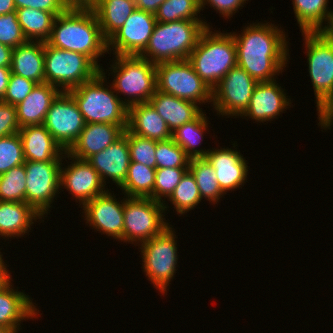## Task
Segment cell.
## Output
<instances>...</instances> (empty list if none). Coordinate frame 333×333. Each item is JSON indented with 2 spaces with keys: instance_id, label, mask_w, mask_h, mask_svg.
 Returning a JSON list of instances; mask_svg holds the SVG:
<instances>
[{
  "instance_id": "cell-1",
  "label": "cell",
  "mask_w": 333,
  "mask_h": 333,
  "mask_svg": "<svg viewBox=\"0 0 333 333\" xmlns=\"http://www.w3.org/2000/svg\"><path fill=\"white\" fill-rule=\"evenodd\" d=\"M235 33L232 36L237 48V66L257 82L276 80L290 58L288 37L281 26L254 22L244 27L242 33Z\"/></svg>"
},
{
  "instance_id": "cell-2",
  "label": "cell",
  "mask_w": 333,
  "mask_h": 333,
  "mask_svg": "<svg viewBox=\"0 0 333 333\" xmlns=\"http://www.w3.org/2000/svg\"><path fill=\"white\" fill-rule=\"evenodd\" d=\"M47 43L55 48L84 54L100 69L102 66L98 59L108 53L107 40L98 18L87 3H73L65 12L57 15Z\"/></svg>"
},
{
  "instance_id": "cell-3",
  "label": "cell",
  "mask_w": 333,
  "mask_h": 333,
  "mask_svg": "<svg viewBox=\"0 0 333 333\" xmlns=\"http://www.w3.org/2000/svg\"><path fill=\"white\" fill-rule=\"evenodd\" d=\"M208 26L211 25L204 20L156 22L149 43L139 56L154 64L186 60Z\"/></svg>"
},
{
  "instance_id": "cell-4",
  "label": "cell",
  "mask_w": 333,
  "mask_h": 333,
  "mask_svg": "<svg viewBox=\"0 0 333 333\" xmlns=\"http://www.w3.org/2000/svg\"><path fill=\"white\" fill-rule=\"evenodd\" d=\"M200 78L213 90L237 66V48L232 32H214L208 26L187 59Z\"/></svg>"
},
{
  "instance_id": "cell-5",
  "label": "cell",
  "mask_w": 333,
  "mask_h": 333,
  "mask_svg": "<svg viewBox=\"0 0 333 333\" xmlns=\"http://www.w3.org/2000/svg\"><path fill=\"white\" fill-rule=\"evenodd\" d=\"M103 69L95 78L69 90L68 93L76 101L86 124L127 125L128 107L124 104L123 98L115 94L113 86L106 83L107 77Z\"/></svg>"
},
{
  "instance_id": "cell-6",
  "label": "cell",
  "mask_w": 333,
  "mask_h": 333,
  "mask_svg": "<svg viewBox=\"0 0 333 333\" xmlns=\"http://www.w3.org/2000/svg\"><path fill=\"white\" fill-rule=\"evenodd\" d=\"M112 64L109 68L112 71L109 74H114L111 85L117 96L121 93L128 97L124 104L129 108L149 102L157 89L156 64L134 55H115Z\"/></svg>"
},
{
  "instance_id": "cell-7",
  "label": "cell",
  "mask_w": 333,
  "mask_h": 333,
  "mask_svg": "<svg viewBox=\"0 0 333 333\" xmlns=\"http://www.w3.org/2000/svg\"><path fill=\"white\" fill-rule=\"evenodd\" d=\"M45 82L68 92L95 78L101 69L84 54L44 43ZM61 88V89H60Z\"/></svg>"
},
{
  "instance_id": "cell-8",
  "label": "cell",
  "mask_w": 333,
  "mask_h": 333,
  "mask_svg": "<svg viewBox=\"0 0 333 333\" xmlns=\"http://www.w3.org/2000/svg\"><path fill=\"white\" fill-rule=\"evenodd\" d=\"M176 232L167 227L161 234L142 242L139 245L142 256V267L147 280L153 283L162 295L173 280L178 267Z\"/></svg>"
},
{
  "instance_id": "cell-9",
  "label": "cell",
  "mask_w": 333,
  "mask_h": 333,
  "mask_svg": "<svg viewBox=\"0 0 333 333\" xmlns=\"http://www.w3.org/2000/svg\"><path fill=\"white\" fill-rule=\"evenodd\" d=\"M124 197L123 243L139 245L170 226L163 214L168 208L166 203L152 198Z\"/></svg>"
},
{
  "instance_id": "cell-10",
  "label": "cell",
  "mask_w": 333,
  "mask_h": 333,
  "mask_svg": "<svg viewBox=\"0 0 333 333\" xmlns=\"http://www.w3.org/2000/svg\"><path fill=\"white\" fill-rule=\"evenodd\" d=\"M156 81L158 91L197 105L210 102L212 106V89L195 72L187 59L156 64Z\"/></svg>"
},
{
  "instance_id": "cell-11",
  "label": "cell",
  "mask_w": 333,
  "mask_h": 333,
  "mask_svg": "<svg viewBox=\"0 0 333 333\" xmlns=\"http://www.w3.org/2000/svg\"><path fill=\"white\" fill-rule=\"evenodd\" d=\"M63 158L54 161H25L26 191L25 202L32 206L40 215L47 217L55 196L62 189L61 167Z\"/></svg>"
},
{
  "instance_id": "cell-12",
  "label": "cell",
  "mask_w": 333,
  "mask_h": 333,
  "mask_svg": "<svg viewBox=\"0 0 333 333\" xmlns=\"http://www.w3.org/2000/svg\"><path fill=\"white\" fill-rule=\"evenodd\" d=\"M301 33L305 40L308 72L318 107L333 89V42L323 31Z\"/></svg>"
},
{
  "instance_id": "cell-13",
  "label": "cell",
  "mask_w": 333,
  "mask_h": 333,
  "mask_svg": "<svg viewBox=\"0 0 333 333\" xmlns=\"http://www.w3.org/2000/svg\"><path fill=\"white\" fill-rule=\"evenodd\" d=\"M257 83L243 68H232L212 90V109L217 115L239 118L248 108Z\"/></svg>"
},
{
  "instance_id": "cell-14",
  "label": "cell",
  "mask_w": 333,
  "mask_h": 333,
  "mask_svg": "<svg viewBox=\"0 0 333 333\" xmlns=\"http://www.w3.org/2000/svg\"><path fill=\"white\" fill-rule=\"evenodd\" d=\"M85 124L76 101L68 92L56 97L43 123L65 152L76 142Z\"/></svg>"
},
{
  "instance_id": "cell-15",
  "label": "cell",
  "mask_w": 333,
  "mask_h": 333,
  "mask_svg": "<svg viewBox=\"0 0 333 333\" xmlns=\"http://www.w3.org/2000/svg\"><path fill=\"white\" fill-rule=\"evenodd\" d=\"M155 15L135 9L123 26L107 40L108 54L139 56L147 47L156 24Z\"/></svg>"
},
{
  "instance_id": "cell-16",
  "label": "cell",
  "mask_w": 333,
  "mask_h": 333,
  "mask_svg": "<svg viewBox=\"0 0 333 333\" xmlns=\"http://www.w3.org/2000/svg\"><path fill=\"white\" fill-rule=\"evenodd\" d=\"M64 156L65 161L67 157L72 162H70V165L67 164L68 166L61 167L60 186L69 191L76 202L79 203V206L83 207L96 196H100L109 190L105 187L98 172L87 160L74 158L67 152Z\"/></svg>"
},
{
  "instance_id": "cell-17",
  "label": "cell",
  "mask_w": 333,
  "mask_h": 333,
  "mask_svg": "<svg viewBox=\"0 0 333 333\" xmlns=\"http://www.w3.org/2000/svg\"><path fill=\"white\" fill-rule=\"evenodd\" d=\"M83 217L92 229L122 242L124 225V198L117 201L109 190L87 202L83 207Z\"/></svg>"
},
{
  "instance_id": "cell-18",
  "label": "cell",
  "mask_w": 333,
  "mask_h": 333,
  "mask_svg": "<svg viewBox=\"0 0 333 333\" xmlns=\"http://www.w3.org/2000/svg\"><path fill=\"white\" fill-rule=\"evenodd\" d=\"M276 80L258 82L254 88L248 108L240 117H249L253 121L264 123L277 119L286 108L292 106L287 93ZM291 104V105H290ZM289 106V107H288Z\"/></svg>"
},
{
  "instance_id": "cell-19",
  "label": "cell",
  "mask_w": 333,
  "mask_h": 333,
  "mask_svg": "<svg viewBox=\"0 0 333 333\" xmlns=\"http://www.w3.org/2000/svg\"><path fill=\"white\" fill-rule=\"evenodd\" d=\"M12 281L11 277L0 280V326L18 333L23 320L36 318L40 312L32 297L14 289Z\"/></svg>"
},
{
  "instance_id": "cell-20",
  "label": "cell",
  "mask_w": 333,
  "mask_h": 333,
  "mask_svg": "<svg viewBox=\"0 0 333 333\" xmlns=\"http://www.w3.org/2000/svg\"><path fill=\"white\" fill-rule=\"evenodd\" d=\"M205 158L215 170L219 186L225 194L228 191L240 189L247 182L248 163L240 150L228 147L212 148Z\"/></svg>"
},
{
  "instance_id": "cell-21",
  "label": "cell",
  "mask_w": 333,
  "mask_h": 333,
  "mask_svg": "<svg viewBox=\"0 0 333 333\" xmlns=\"http://www.w3.org/2000/svg\"><path fill=\"white\" fill-rule=\"evenodd\" d=\"M87 161L98 172L105 185L110 178L120 187L126 179L130 164V150L126 135L123 134L106 149L90 156Z\"/></svg>"
},
{
  "instance_id": "cell-22",
  "label": "cell",
  "mask_w": 333,
  "mask_h": 333,
  "mask_svg": "<svg viewBox=\"0 0 333 333\" xmlns=\"http://www.w3.org/2000/svg\"><path fill=\"white\" fill-rule=\"evenodd\" d=\"M125 129H127V125L85 124L76 142L67 153L74 158L87 160L90 156L106 149L117 141L124 134Z\"/></svg>"
},
{
  "instance_id": "cell-23",
  "label": "cell",
  "mask_w": 333,
  "mask_h": 333,
  "mask_svg": "<svg viewBox=\"0 0 333 333\" xmlns=\"http://www.w3.org/2000/svg\"><path fill=\"white\" fill-rule=\"evenodd\" d=\"M18 133L22 141L25 161H54L65 155V151L43 124L21 127Z\"/></svg>"
},
{
  "instance_id": "cell-24",
  "label": "cell",
  "mask_w": 333,
  "mask_h": 333,
  "mask_svg": "<svg viewBox=\"0 0 333 333\" xmlns=\"http://www.w3.org/2000/svg\"><path fill=\"white\" fill-rule=\"evenodd\" d=\"M61 90L46 82L36 84L31 93L16 105L17 120L21 127L28 125H41L46 114Z\"/></svg>"
},
{
  "instance_id": "cell-25",
  "label": "cell",
  "mask_w": 333,
  "mask_h": 333,
  "mask_svg": "<svg viewBox=\"0 0 333 333\" xmlns=\"http://www.w3.org/2000/svg\"><path fill=\"white\" fill-rule=\"evenodd\" d=\"M127 130L155 141L172 138L167 123L149 103L136 104L128 108Z\"/></svg>"
},
{
  "instance_id": "cell-26",
  "label": "cell",
  "mask_w": 333,
  "mask_h": 333,
  "mask_svg": "<svg viewBox=\"0 0 333 333\" xmlns=\"http://www.w3.org/2000/svg\"><path fill=\"white\" fill-rule=\"evenodd\" d=\"M42 218L43 216L26 202L0 201V236L3 239L23 237L31 232L34 221Z\"/></svg>"
},
{
  "instance_id": "cell-27",
  "label": "cell",
  "mask_w": 333,
  "mask_h": 333,
  "mask_svg": "<svg viewBox=\"0 0 333 333\" xmlns=\"http://www.w3.org/2000/svg\"><path fill=\"white\" fill-rule=\"evenodd\" d=\"M149 103L164 119L171 132L194 120L202 112V108L196 103L180 99L157 89L150 98Z\"/></svg>"
},
{
  "instance_id": "cell-28",
  "label": "cell",
  "mask_w": 333,
  "mask_h": 333,
  "mask_svg": "<svg viewBox=\"0 0 333 333\" xmlns=\"http://www.w3.org/2000/svg\"><path fill=\"white\" fill-rule=\"evenodd\" d=\"M44 67V42L27 41L12 50V74L40 84L45 82Z\"/></svg>"
},
{
  "instance_id": "cell-29",
  "label": "cell",
  "mask_w": 333,
  "mask_h": 333,
  "mask_svg": "<svg viewBox=\"0 0 333 333\" xmlns=\"http://www.w3.org/2000/svg\"><path fill=\"white\" fill-rule=\"evenodd\" d=\"M87 4L94 10L106 40L123 26L136 9L134 0H89Z\"/></svg>"
},
{
  "instance_id": "cell-30",
  "label": "cell",
  "mask_w": 333,
  "mask_h": 333,
  "mask_svg": "<svg viewBox=\"0 0 333 333\" xmlns=\"http://www.w3.org/2000/svg\"><path fill=\"white\" fill-rule=\"evenodd\" d=\"M292 2L301 32L323 31L333 17V11L328 7L329 0H292Z\"/></svg>"
},
{
  "instance_id": "cell-31",
  "label": "cell",
  "mask_w": 333,
  "mask_h": 333,
  "mask_svg": "<svg viewBox=\"0 0 333 333\" xmlns=\"http://www.w3.org/2000/svg\"><path fill=\"white\" fill-rule=\"evenodd\" d=\"M207 115L202 111L194 120L183 124L172 132L173 141L179 145L192 158H205L209 149H198L204 138V133L208 130ZM206 130V131H205Z\"/></svg>"
},
{
  "instance_id": "cell-32",
  "label": "cell",
  "mask_w": 333,
  "mask_h": 333,
  "mask_svg": "<svg viewBox=\"0 0 333 333\" xmlns=\"http://www.w3.org/2000/svg\"><path fill=\"white\" fill-rule=\"evenodd\" d=\"M17 19L28 41L47 42L56 16L33 8L16 9ZM34 39V40H33Z\"/></svg>"
},
{
  "instance_id": "cell-33",
  "label": "cell",
  "mask_w": 333,
  "mask_h": 333,
  "mask_svg": "<svg viewBox=\"0 0 333 333\" xmlns=\"http://www.w3.org/2000/svg\"><path fill=\"white\" fill-rule=\"evenodd\" d=\"M156 168L138 162H130L126 179L119 187L126 197L152 198Z\"/></svg>"
},
{
  "instance_id": "cell-34",
  "label": "cell",
  "mask_w": 333,
  "mask_h": 333,
  "mask_svg": "<svg viewBox=\"0 0 333 333\" xmlns=\"http://www.w3.org/2000/svg\"><path fill=\"white\" fill-rule=\"evenodd\" d=\"M188 170L195 177L201 198L217 204L225 193L221 190L212 165L206 158H192Z\"/></svg>"
},
{
  "instance_id": "cell-35",
  "label": "cell",
  "mask_w": 333,
  "mask_h": 333,
  "mask_svg": "<svg viewBox=\"0 0 333 333\" xmlns=\"http://www.w3.org/2000/svg\"><path fill=\"white\" fill-rule=\"evenodd\" d=\"M180 216L196 208L202 198L195 177L188 170L167 199Z\"/></svg>"
},
{
  "instance_id": "cell-36",
  "label": "cell",
  "mask_w": 333,
  "mask_h": 333,
  "mask_svg": "<svg viewBox=\"0 0 333 333\" xmlns=\"http://www.w3.org/2000/svg\"><path fill=\"white\" fill-rule=\"evenodd\" d=\"M200 0H166L157 9V22H173L178 20H201Z\"/></svg>"
},
{
  "instance_id": "cell-37",
  "label": "cell",
  "mask_w": 333,
  "mask_h": 333,
  "mask_svg": "<svg viewBox=\"0 0 333 333\" xmlns=\"http://www.w3.org/2000/svg\"><path fill=\"white\" fill-rule=\"evenodd\" d=\"M26 168L24 164L0 175V201L25 202Z\"/></svg>"
},
{
  "instance_id": "cell-38",
  "label": "cell",
  "mask_w": 333,
  "mask_h": 333,
  "mask_svg": "<svg viewBox=\"0 0 333 333\" xmlns=\"http://www.w3.org/2000/svg\"><path fill=\"white\" fill-rule=\"evenodd\" d=\"M156 169L189 167L190 158L185 151L177 145L172 138L157 141L156 151Z\"/></svg>"
},
{
  "instance_id": "cell-39",
  "label": "cell",
  "mask_w": 333,
  "mask_h": 333,
  "mask_svg": "<svg viewBox=\"0 0 333 333\" xmlns=\"http://www.w3.org/2000/svg\"><path fill=\"white\" fill-rule=\"evenodd\" d=\"M188 171V167L158 168L156 169L155 185L153 188V200L165 204L181 178ZM164 197V201L163 198Z\"/></svg>"
},
{
  "instance_id": "cell-40",
  "label": "cell",
  "mask_w": 333,
  "mask_h": 333,
  "mask_svg": "<svg viewBox=\"0 0 333 333\" xmlns=\"http://www.w3.org/2000/svg\"><path fill=\"white\" fill-rule=\"evenodd\" d=\"M124 134L128 139L130 162H138L147 167L156 168L157 141L141 137L125 129Z\"/></svg>"
},
{
  "instance_id": "cell-41",
  "label": "cell",
  "mask_w": 333,
  "mask_h": 333,
  "mask_svg": "<svg viewBox=\"0 0 333 333\" xmlns=\"http://www.w3.org/2000/svg\"><path fill=\"white\" fill-rule=\"evenodd\" d=\"M25 163L19 133L0 137V175Z\"/></svg>"
},
{
  "instance_id": "cell-42",
  "label": "cell",
  "mask_w": 333,
  "mask_h": 333,
  "mask_svg": "<svg viewBox=\"0 0 333 333\" xmlns=\"http://www.w3.org/2000/svg\"><path fill=\"white\" fill-rule=\"evenodd\" d=\"M22 28L17 19L16 11L0 15V43L12 49L26 43Z\"/></svg>"
},
{
  "instance_id": "cell-43",
  "label": "cell",
  "mask_w": 333,
  "mask_h": 333,
  "mask_svg": "<svg viewBox=\"0 0 333 333\" xmlns=\"http://www.w3.org/2000/svg\"><path fill=\"white\" fill-rule=\"evenodd\" d=\"M36 84L30 79L11 73L5 96L1 101L16 106L31 93Z\"/></svg>"
},
{
  "instance_id": "cell-44",
  "label": "cell",
  "mask_w": 333,
  "mask_h": 333,
  "mask_svg": "<svg viewBox=\"0 0 333 333\" xmlns=\"http://www.w3.org/2000/svg\"><path fill=\"white\" fill-rule=\"evenodd\" d=\"M16 9L33 8L52 12L55 16L65 12L73 2L71 0H14Z\"/></svg>"
},
{
  "instance_id": "cell-45",
  "label": "cell",
  "mask_w": 333,
  "mask_h": 333,
  "mask_svg": "<svg viewBox=\"0 0 333 333\" xmlns=\"http://www.w3.org/2000/svg\"><path fill=\"white\" fill-rule=\"evenodd\" d=\"M19 130L16 106L0 100V137L18 133Z\"/></svg>"
},
{
  "instance_id": "cell-46",
  "label": "cell",
  "mask_w": 333,
  "mask_h": 333,
  "mask_svg": "<svg viewBox=\"0 0 333 333\" xmlns=\"http://www.w3.org/2000/svg\"><path fill=\"white\" fill-rule=\"evenodd\" d=\"M246 1L249 0H200V9L203 11L205 5L210 4L209 6L213 7L217 13L219 12L222 17L229 19L238 9L244 7Z\"/></svg>"
},
{
  "instance_id": "cell-47",
  "label": "cell",
  "mask_w": 333,
  "mask_h": 333,
  "mask_svg": "<svg viewBox=\"0 0 333 333\" xmlns=\"http://www.w3.org/2000/svg\"><path fill=\"white\" fill-rule=\"evenodd\" d=\"M316 109L318 111V125L321 126V129H330L333 124V89Z\"/></svg>"
},
{
  "instance_id": "cell-48",
  "label": "cell",
  "mask_w": 333,
  "mask_h": 333,
  "mask_svg": "<svg viewBox=\"0 0 333 333\" xmlns=\"http://www.w3.org/2000/svg\"><path fill=\"white\" fill-rule=\"evenodd\" d=\"M166 0H134L136 9L155 14L158 7Z\"/></svg>"
},
{
  "instance_id": "cell-49",
  "label": "cell",
  "mask_w": 333,
  "mask_h": 333,
  "mask_svg": "<svg viewBox=\"0 0 333 333\" xmlns=\"http://www.w3.org/2000/svg\"><path fill=\"white\" fill-rule=\"evenodd\" d=\"M12 48L0 43V67L11 68Z\"/></svg>"
},
{
  "instance_id": "cell-50",
  "label": "cell",
  "mask_w": 333,
  "mask_h": 333,
  "mask_svg": "<svg viewBox=\"0 0 333 333\" xmlns=\"http://www.w3.org/2000/svg\"><path fill=\"white\" fill-rule=\"evenodd\" d=\"M10 76L11 68L0 67V100L5 96Z\"/></svg>"
},
{
  "instance_id": "cell-51",
  "label": "cell",
  "mask_w": 333,
  "mask_h": 333,
  "mask_svg": "<svg viewBox=\"0 0 333 333\" xmlns=\"http://www.w3.org/2000/svg\"><path fill=\"white\" fill-rule=\"evenodd\" d=\"M16 11L14 0H0V15Z\"/></svg>"
},
{
  "instance_id": "cell-52",
  "label": "cell",
  "mask_w": 333,
  "mask_h": 333,
  "mask_svg": "<svg viewBox=\"0 0 333 333\" xmlns=\"http://www.w3.org/2000/svg\"><path fill=\"white\" fill-rule=\"evenodd\" d=\"M1 250V249H0ZM3 260V255L0 251V280H5L9 277H11V273L9 272L7 268V264H5Z\"/></svg>"
},
{
  "instance_id": "cell-53",
  "label": "cell",
  "mask_w": 333,
  "mask_h": 333,
  "mask_svg": "<svg viewBox=\"0 0 333 333\" xmlns=\"http://www.w3.org/2000/svg\"><path fill=\"white\" fill-rule=\"evenodd\" d=\"M323 33L333 42V17L329 21L327 27L323 30Z\"/></svg>"
},
{
  "instance_id": "cell-54",
  "label": "cell",
  "mask_w": 333,
  "mask_h": 333,
  "mask_svg": "<svg viewBox=\"0 0 333 333\" xmlns=\"http://www.w3.org/2000/svg\"><path fill=\"white\" fill-rule=\"evenodd\" d=\"M0 333H14V332L7 327L0 326Z\"/></svg>"
}]
</instances>
